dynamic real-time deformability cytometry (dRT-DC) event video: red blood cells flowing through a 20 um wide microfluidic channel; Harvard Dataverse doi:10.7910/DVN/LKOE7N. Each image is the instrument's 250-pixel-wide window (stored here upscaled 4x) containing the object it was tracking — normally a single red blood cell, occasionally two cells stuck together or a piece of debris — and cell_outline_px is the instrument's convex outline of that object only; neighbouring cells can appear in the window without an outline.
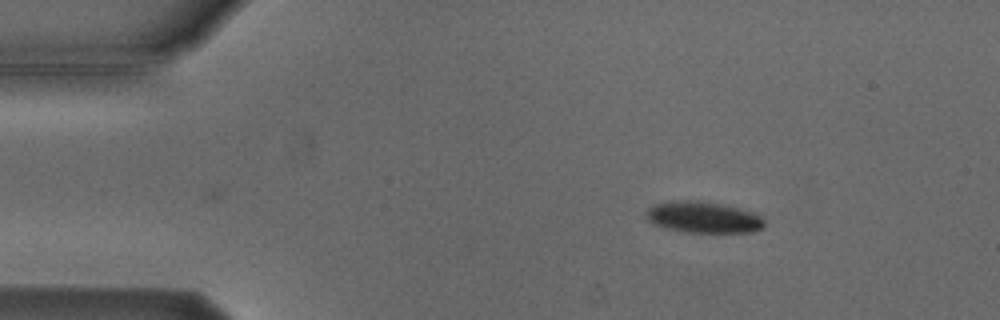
{"species": "Egyptian fruit bat (a non-hibernating species)", "species_latin": "Rousettus aegyptiacus", "temperature_condition": "cold", "stored_images_in_passage": 3, "camera_frame_rate_fps": 3000, "um_per_image_px": 0.085, "animal": {"sex": "male"}, "frame": {"image": 1, "passage_image": 1, "time_ms": 0.0, "image_size_px": [1000, 320], "cell_outline_px": [[764, 224], [760, 228], [752, 232], [688, 232], [668, 228], [652, 224], [644, 216], [644, 212], [652, 204], [672, 200], [700, 200], [724, 204], [752, 212], [760, 216], [764, 220]], "centroid_in_image_um": [59.71, 18.44], "position_along_channel_um": 25.3, "area_um2": 21.73}}